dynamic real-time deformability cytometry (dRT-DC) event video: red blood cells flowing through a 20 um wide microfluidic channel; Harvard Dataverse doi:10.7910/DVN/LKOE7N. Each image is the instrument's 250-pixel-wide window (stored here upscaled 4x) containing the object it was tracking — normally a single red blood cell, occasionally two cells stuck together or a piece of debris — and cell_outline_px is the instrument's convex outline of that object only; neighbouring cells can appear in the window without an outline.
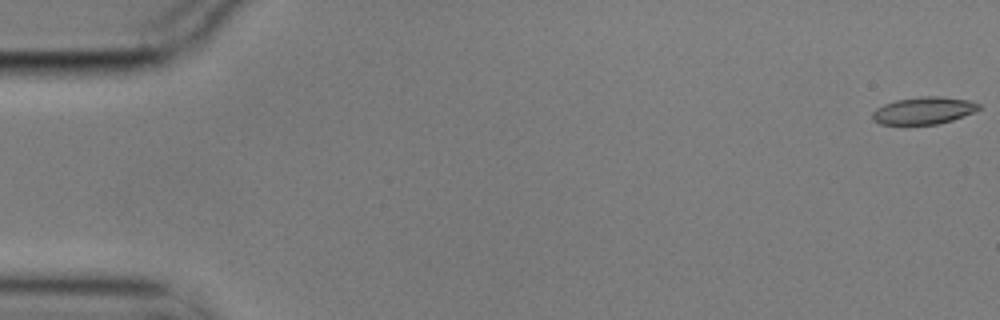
{"species": "common noctule bat (a hibernating species)", "species_latin": "Nyctalus noctula", "temperature_condition": "cold", "stored_images_in_passage": 57, "camera_frame_rate_fps": 3000, "um_per_image_px": 0.085, "animal": {"sex": "male", "body_mass_g": 17.9}, "frame": {"image": 1, "passage_image": 1, "time_ms": 0.0, "image_size_px": [1000, 320], "cell_outline_px": [[980, 108], [972, 112], [952, 120], [936, 124], [880, 124], [872, 120], [872, 112], [876, 108], [884, 104], [896, 100], [920, 96], [940, 96], [968, 100], [980, 104]], "centroid_in_image_um": [78.47, 9.39], "position_along_channel_um": 6.5, "area_um2": 16.76}}
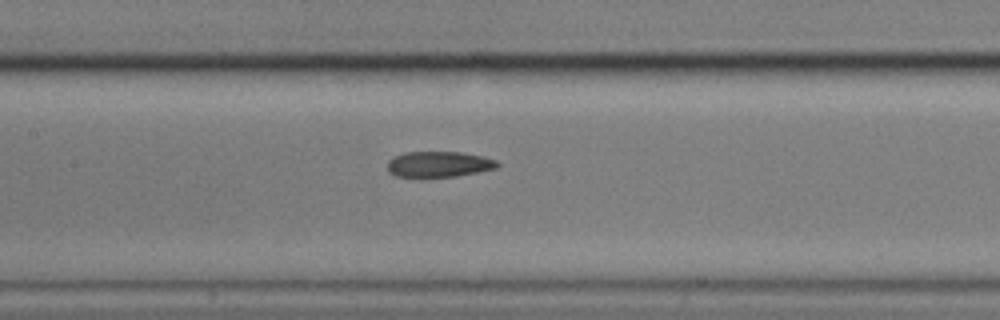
{"frame": {"image": 2, "passage_image": 27, "time_ms": 8.667, "image_size_px": [1000, 320], "cell_outline_px": [[500, 164], [496, 168], [456, 176], [396, 176], [388, 172], [388, 160], [404, 152], [460, 152], [484, 156], [496, 160]], "centroid_in_image_um": [37.31, 13.94], "position_along_channel_um": 170.1, "area_um2": 16.24}}
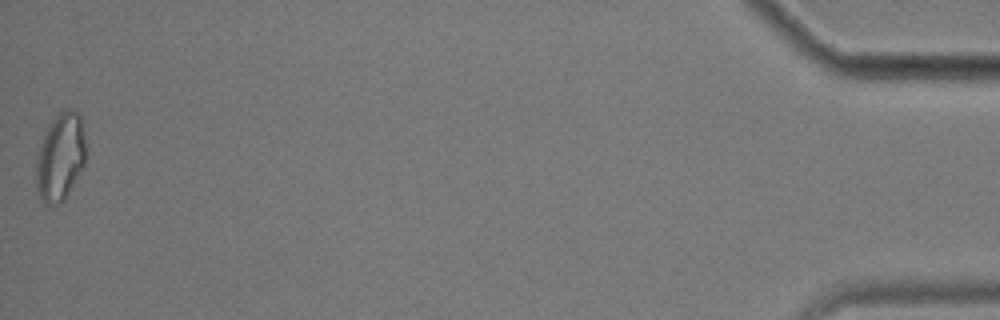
{"frame": {"image": 3, "passage_image": 57, "time_ms": 18.667, "image_size_px": [1000, 320], "cell_outline_px": [[84, 164], [64, 200], [60, 204], [48, 204], [40, 196], [36, 188], [36, 164], [40, 148], [48, 124], [60, 112], [68, 108], [80, 112], [84, 136]], "centroid_in_image_um": [5.13, 13.32], "position_along_channel_um": 430.1, "area_um2": 24.85}, "authors_computed_cell_mechanics": {"area_um2": 17.5134, "velocity_mm_per_s": 3.5397, "shape_relaxation_time_tau1_ms": null, "shape_relaxation_time_tau2_ms": 4.5565, "deformation_change_tau1": null, "deformation_change_tau2": 0.1148}}